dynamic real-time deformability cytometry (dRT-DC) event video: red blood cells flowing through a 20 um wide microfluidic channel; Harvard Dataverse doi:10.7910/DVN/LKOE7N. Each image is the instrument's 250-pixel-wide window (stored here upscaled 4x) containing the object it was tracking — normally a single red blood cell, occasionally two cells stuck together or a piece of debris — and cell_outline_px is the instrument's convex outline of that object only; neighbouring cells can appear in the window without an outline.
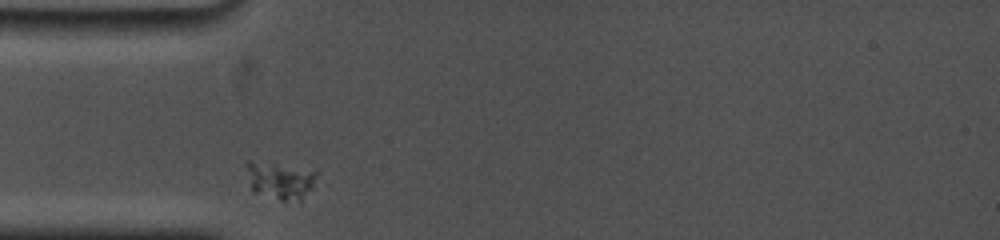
{"species": "common noctule bat (a hibernating species)", "species_latin": "Nyctalus noctula", "temperature_condition": "cold", "stored_images_in_passage": 7, "camera_frame_rate_fps": 5000, "um_per_image_px": 0.085, "animal": {"sex": "female", "body_mass_g": 19.0, "forearm_length_mm": 53.3}, "frame": {"image": 1, "passage_image": 1, "time_ms": 0.0, "image_size_px": [1000, 240], "cell_outline_px": [[316, 176], [312, 188], [300, 200], [280, 200], [252, 192], [244, 164], [248, 160], [272, 164], [316, 172]], "centroid_in_image_um": [23.73, 15.36], "position_along_channel_um": 61.3, "area_um2": 14.74}}
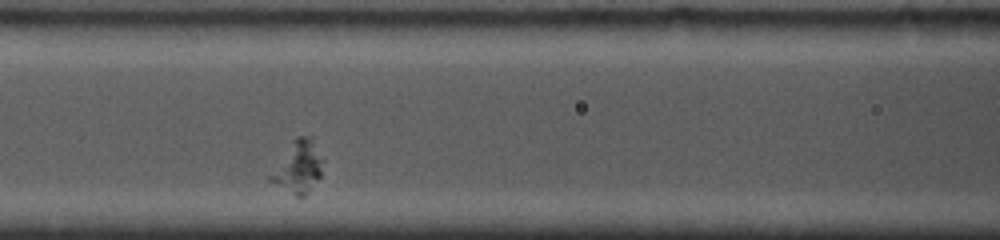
{"frame": {"image": 2, "passage_image": 5, "time_ms": 2.4, "image_size_px": [1000, 240], "cell_outline_px": [[324, 160], [320, 176], [304, 196], [296, 196], [268, 180], [268, 176], [296, 136], [312, 136]], "centroid_in_image_um": [25.37, 14.17], "position_along_channel_um": 141.2, "area_um2": 15.61}}
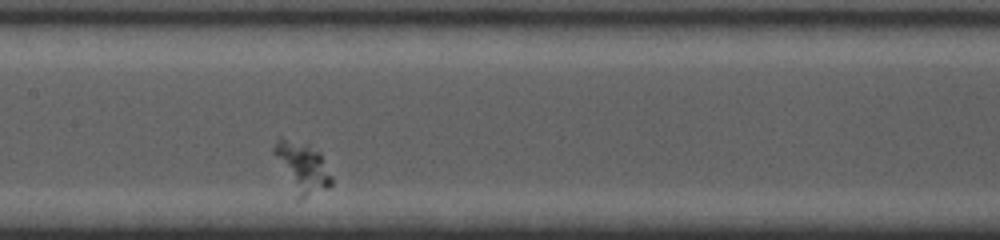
{"frame": {"image": 3, "passage_image": 7, "time_ms": 3.6, "image_size_px": [1000, 240], "cell_outline_px": [[332, 184], [328, 188], [300, 200], [296, 200], [272, 152], [272, 148], [276, 140], [280, 136], [308, 144], [320, 152], [332, 176]], "centroid_in_image_um": [25.66, 14.23], "position_along_channel_um": 181.7, "area_um2": 17.4}}